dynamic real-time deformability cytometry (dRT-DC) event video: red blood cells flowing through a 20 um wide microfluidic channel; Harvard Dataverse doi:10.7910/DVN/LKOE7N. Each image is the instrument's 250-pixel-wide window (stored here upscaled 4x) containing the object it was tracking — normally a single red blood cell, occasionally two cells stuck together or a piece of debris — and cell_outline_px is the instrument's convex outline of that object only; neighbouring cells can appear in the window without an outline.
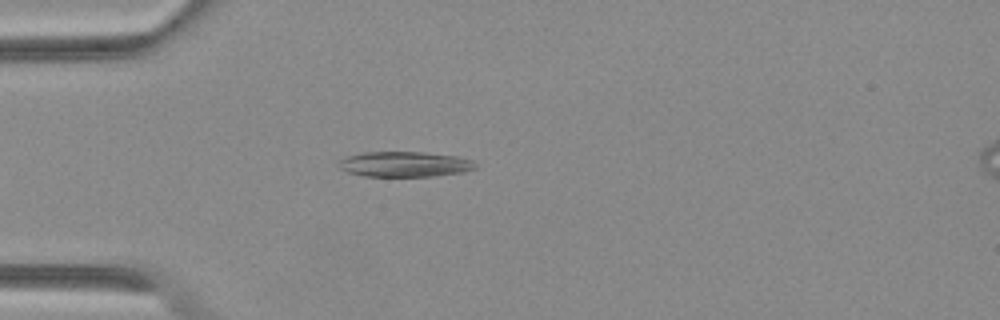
{"species": "Egyptian fruit bat (a non-hibernating species)", "species_latin": "Rousettus aegyptiacus", "temperature_condition": "warm", "stored_images_in_passage": 46, "camera_frame_rate_fps": 3000, "um_per_image_px": 0.085, "animal": {"sex": "female"}, "frame": {"image": 1, "passage_image": 9, "time_ms": 2.667, "image_size_px": [1000, 320], "cell_outline_px": [[476, 168], [464, 172], [432, 176], [364, 176], [348, 172], [340, 168], [340, 160], [348, 156], [364, 152], [420, 152], [456, 156], [472, 160]], "centroid_in_image_um": [34.4, 13.96], "position_along_channel_um": 50.6, "area_um2": 19.88}}
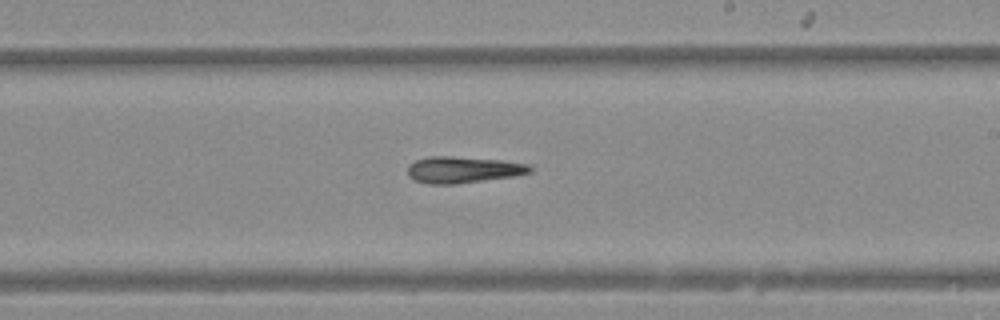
{"frame": {"image": 2, "passage_image": 25, "time_ms": 8.0, "image_size_px": [1000, 320], "cell_outline_px": [[532, 172], [512, 176], [452, 184], [428, 184], [416, 180], [408, 176], [408, 164], [416, 160], [428, 156], [452, 156], [500, 160], [528, 164], [532, 168]], "centroid_in_image_um": [39.32, 14.41], "position_along_channel_um": 249.7, "area_um2": 18.67}}
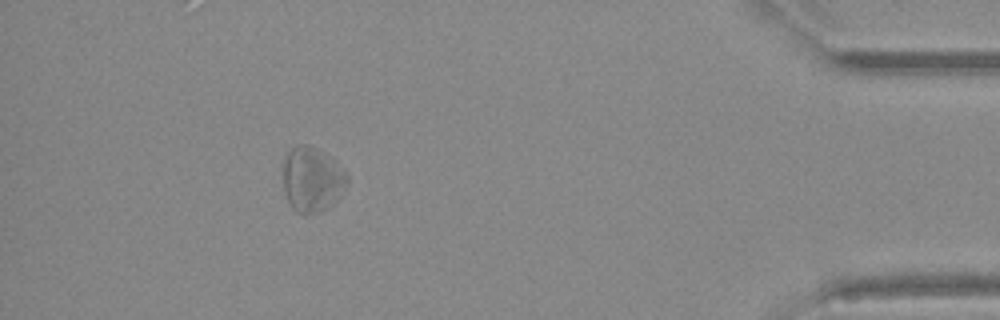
{"frame": {"image": 3, "passage_image": 41, "time_ms": 13.333, "image_size_px": [1000, 320], "cell_outline_px": [[348, 184], [336, 204], [320, 212], [296, 212], [292, 208], [288, 200], [284, 188], [284, 160], [288, 152], [296, 144], [308, 144], [324, 152], [336, 160], [348, 176]], "centroid_in_image_um": [26.58, 15.24], "position_along_channel_um": 408.6, "area_um2": 24.45}}